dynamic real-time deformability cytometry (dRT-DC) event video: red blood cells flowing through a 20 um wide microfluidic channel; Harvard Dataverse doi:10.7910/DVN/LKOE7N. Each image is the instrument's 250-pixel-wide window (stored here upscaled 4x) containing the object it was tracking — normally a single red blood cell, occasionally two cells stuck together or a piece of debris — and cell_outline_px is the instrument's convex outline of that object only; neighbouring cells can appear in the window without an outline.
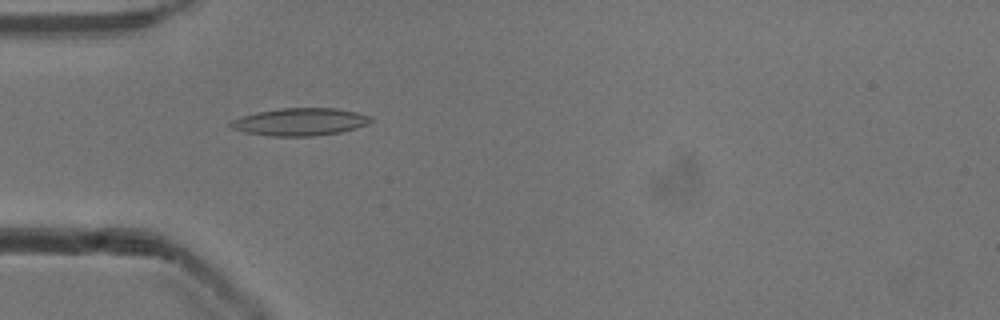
{"species": "common noctule bat (a hibernating species)", "species_latin": "Nyctalus noctula", "temperature_condition": "cold", "stored_images_in_passage": 52, "camera_frame_rate_fps": 3000, "um_per_image_px": 0.085, "animal": {"sex": "male", "body_mass_g": 13.3}, "frame": {"image": 1, "passage_image": 16, "time_ms": 5.0, "image_size_px": [1000, 320], "cell_outline_px": [[372, 120], [368, 124], [356, 128], [340, 132], [316, 136], [272, 136], [244, 132], [232, 128], [228, 124], [232, 120], [240, 116], [256, 112], [280, 108], [336, 108], [356, 112], [372, 116]], "centroid_in_image_um": [25.5, 10.35], "position_along_channel_um": 59.5, "area_um2": 22.6}}
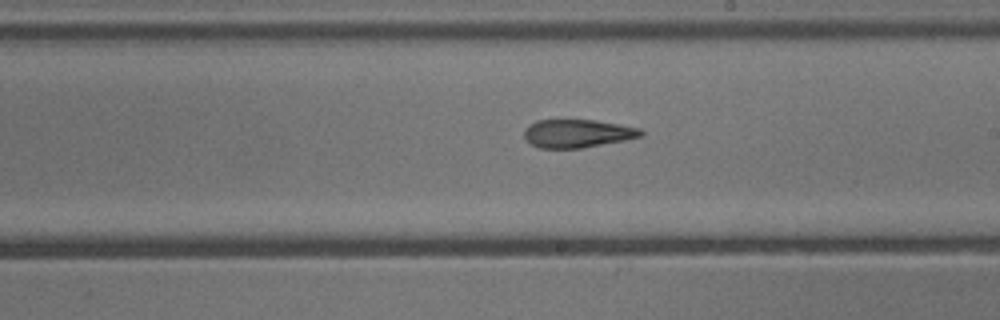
{"frame": {"image": 2, "passage_image": 30, "time_ms": 9.667, "image_size_px": [1000, 320], "cell_outline_px": [[644, 136], [624, 140], [580, 148], [540, 148], [532, 144], [524, 136], [524, 128], [528, 124], [536, 120], [596, 120], [620, 124], [640, 128], [644, 132]], "centroid_in_image_um": [49.09, 11.33], "position_along_channel_um": 239.9, "area_um2": 19.19}}
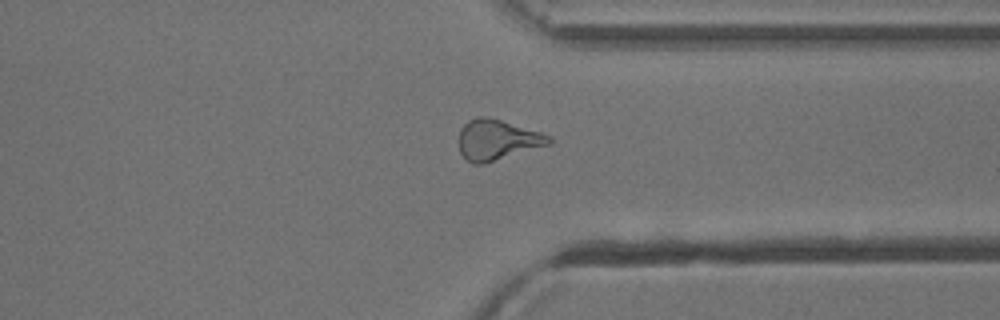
{"frame": {"image": 3, "passage_image": 40, "time_ms": 13.0, "image_size_px": [1000, 320], "cell_outline_px": [[552, 144], [480, 164], [472, 164], [460, 152], [460, 128], [468, 120], [476, 116], [488, 116], [540, 132], [552, 136]], "centroid_in_image_um": [42.28, 11.86], "position_along_channel_um": 369.1, "area_um2": 21.04}, "authors_computed_cell_mechanics": {"area_um2": 20.9814, "velocity_mm_per_s": 3.9181, "shape_relaxation_time_tau1_ms": 4.2849, "shape_relaxation_time_tau2_ms": 3.2258, "deformation_change_tau1": 0.151, "deformation_change_tau2": 0.1341}}